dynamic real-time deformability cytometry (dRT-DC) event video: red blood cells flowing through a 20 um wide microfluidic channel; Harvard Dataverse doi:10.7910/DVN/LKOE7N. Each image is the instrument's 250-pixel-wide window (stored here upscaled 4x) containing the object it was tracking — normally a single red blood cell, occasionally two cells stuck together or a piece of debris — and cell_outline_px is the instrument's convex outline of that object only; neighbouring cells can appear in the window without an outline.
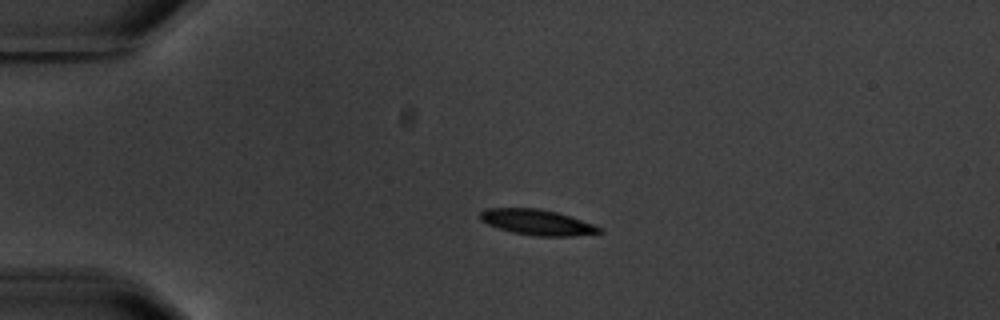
{"species": "common noctule bat (a hibernating species)", "species_latin": "Nyctalus noctula", "temperature_condition": "warm", "stored_images_in_passage": 4, "camera_frame_rate_fps": 3000, "um_per_image_px": 0.085, "animal": {"sex": "male", "body_mass_g": 20.1, "forearm_length_mm": 53.5}, "frame": {"image": 1, "passage_image": 3, "time_ms": 2.333, "image_size_px": [1000, 320], "cell_outline_px": [[604, 232], [572, 236], [536, 236], [512, 232], [488, 224], [480, 220], [480, 212], [484, 208], [536, 208], [556, 212], [592, 224], [600, 228]], "centroid_in_image_um": [45.61, 18.89], "position_along_channel_um": 39.4, "area_um2": 17.46}}